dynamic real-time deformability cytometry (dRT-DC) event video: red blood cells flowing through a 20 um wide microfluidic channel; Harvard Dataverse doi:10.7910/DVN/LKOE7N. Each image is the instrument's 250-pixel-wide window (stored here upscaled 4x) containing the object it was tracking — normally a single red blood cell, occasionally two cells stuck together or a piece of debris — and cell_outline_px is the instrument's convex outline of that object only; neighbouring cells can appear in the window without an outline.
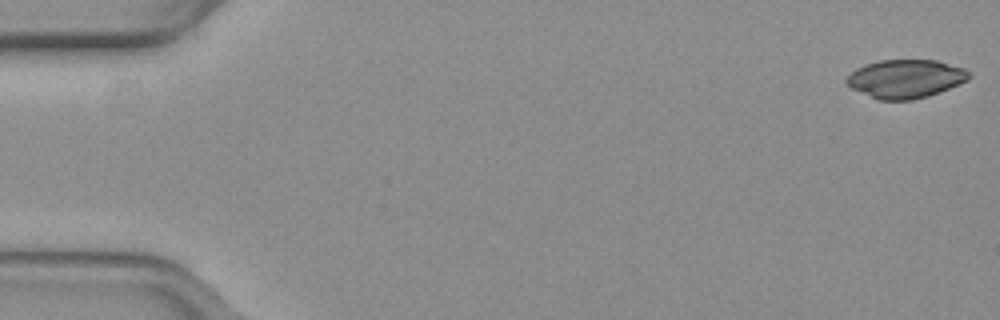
{"species": "common noctule bat (a hibernating species)", "species_latin": "Nyctalus noctula", "temperature_condition": "warm", "stored_images_in_passage": 9, "camera_frame_rate_fps": 3000, "um_per_image_px": 0.085, "animal": {"sex": "female", "body_mass_g": 19.3, "forearm_length_mm": 54.1}, "frame": {"image": 1, "passage_image": 1, "time_ms": 0.0, "image_size_px": [1000, 320], "cell_outline_px": [[972, 76], [968, 80], [928, 96], [912, 100], [876, 100], [852, 88], [844, 80], [856, 68], [864, 64], [880, 60], [936, 60], [964, 68]], "centroid_in_image_um": [76.95, 6.69], "position_along_channel_um": 8.0, "area_um2": 27.4}}